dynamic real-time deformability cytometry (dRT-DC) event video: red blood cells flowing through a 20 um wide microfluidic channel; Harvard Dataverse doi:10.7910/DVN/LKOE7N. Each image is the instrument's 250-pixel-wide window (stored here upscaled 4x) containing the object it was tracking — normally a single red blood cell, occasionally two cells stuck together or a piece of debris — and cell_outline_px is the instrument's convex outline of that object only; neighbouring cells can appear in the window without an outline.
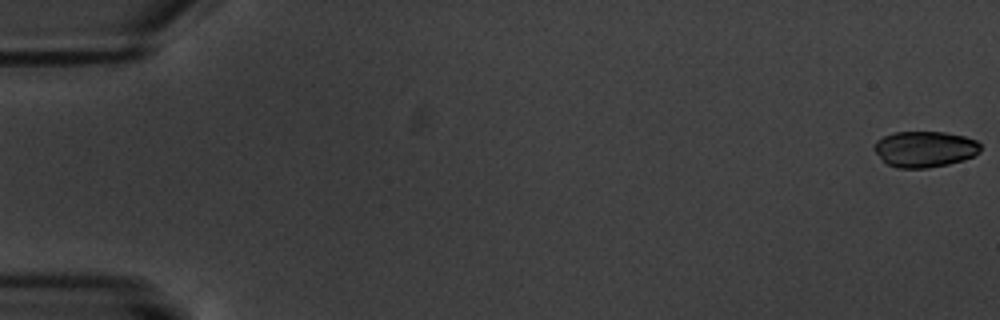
{"species": "common noctule bat (a hibernating species)", "species_latin": "Nyctalus noctula", "temperature_condition": "warm", "stored_images_in_passage": 6, "camera_frame_rate_fps": 3000, "um_per_image_px": 0.085, "animal": {"sex": "male", "body_mass_g": 20.1, "forearm_length_mm": 53.5}, "frame": {"image": 1, "passage_image": 1, "time_ms": 0.0, "image_size_px": [1000, 320], "cell_outline_px": [[980, 152], [964, 160], [948, 164], [928, 168], [896, 168], [888, 164], [876, 152], [876, 140], [892, 132], [944, 132], [964, 136], [976, 140], [980, 144]], "centroid_in_image_um": [78.63, 12.67], "position_along_channel_um": 6.4, "area_um2": 22.14}}
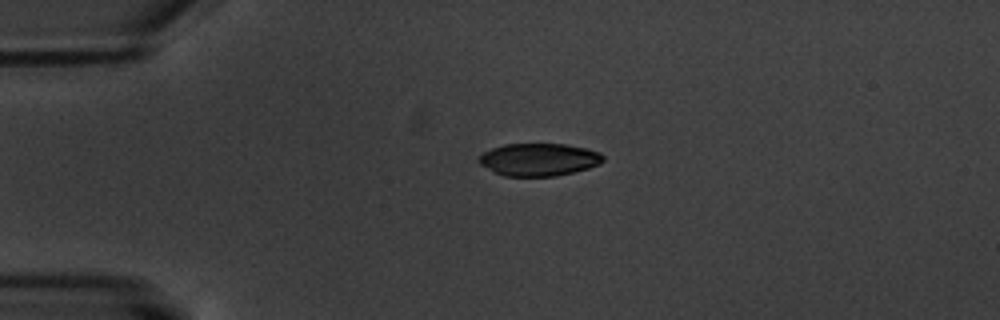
{"frame": {"image": 2, "passage_image": 5, "time_ms": 4.667, "image_size_px": [1000, 320], "cell_outline_px": [[604, 160], [600, 164], [588, 168], [556, 176], [504, 176], [480, 164], [476, 160], [484, 152], [492, 148], [504, 144], [568, 144], [600, 152], [604, 156]], "centroid_in_image_um": [45.82, 13.56], "position_along_channel_um": 39.2, "area_um2": 23.52}}